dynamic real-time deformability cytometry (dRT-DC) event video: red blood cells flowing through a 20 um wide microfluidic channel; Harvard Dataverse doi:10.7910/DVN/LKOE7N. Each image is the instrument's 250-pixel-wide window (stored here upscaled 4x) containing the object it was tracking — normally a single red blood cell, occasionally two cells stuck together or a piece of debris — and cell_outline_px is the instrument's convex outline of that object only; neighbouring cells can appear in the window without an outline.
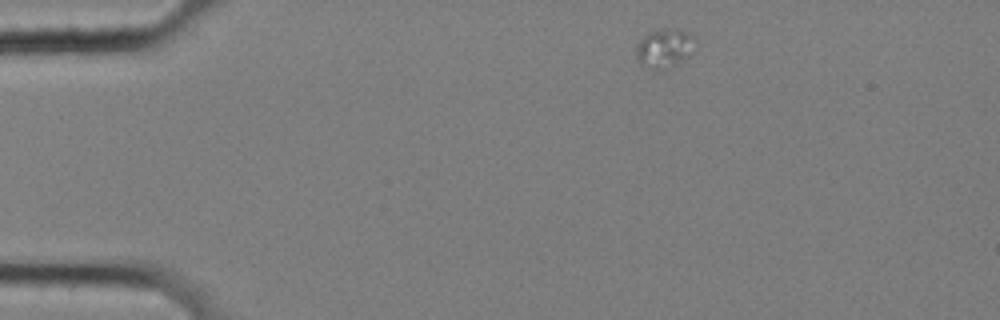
{"species": "common noctule bat (a hibernating species)", "species_latin": "Nyctalus noctula", "temperature_condition": "cold", "stored_images_in_passage": 11, "camera_frame_rate_fps": 3000, "um_per_image_px": 0.085, "animal": {"sex": "female", "body_mass_g": 25.1}, "frame": {"image": 1, "passage_image": 1, "time_ms": 0.0, "image_size_px": [1000, 320], "cell_outline_px": [[692, 52], [688, 56], [664, 72], [656, 72], [640, 64], [636, 56], [636, 48], [640, 40], [648, 32], [664, 28], [680, 28], [688, 32], [692, 36]], "centroid_in_image_um": [56.43, 4.13], "position_along_channel_um": 28.6, "area_um2": 13.64}}